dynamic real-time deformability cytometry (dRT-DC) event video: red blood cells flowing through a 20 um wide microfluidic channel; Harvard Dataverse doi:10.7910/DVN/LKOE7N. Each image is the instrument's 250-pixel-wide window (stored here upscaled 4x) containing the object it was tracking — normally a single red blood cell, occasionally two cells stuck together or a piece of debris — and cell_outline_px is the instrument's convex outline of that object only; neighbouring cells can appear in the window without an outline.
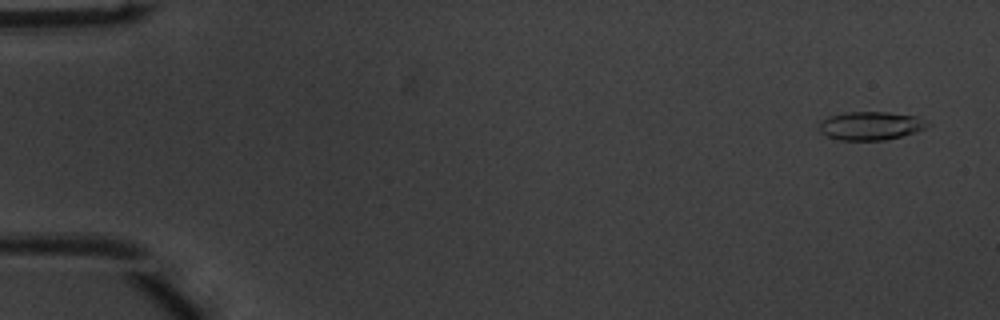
{"species": "common noctule bat (a hibernating species)", "species_latin": "Nyctalus noctula", "temperature_condition": "warm", "stored_images_in_passage": 53, "camera_frame_rate_fps": 3000, "um_per_image_px": 0.085, "animal": {"sex": "male", "body_mass_g": 20.1, "forearm_length_mm": 53.5}, "frame": {"image": 1, "passage_image": 3, "time_ms": 0.667, "image_size_px": [1000, 320], "cell_outline_px": [[928, 124], [924, 128], [916, 132], [884, 140], [840, 140], [828, 136], [820, 132], [816, 128], [820, 120], [828, 116], [844, 112], [888, 112], [916, 116]], "centroid_in_image_um": [73.9, 10.68], "position_along_channel_um": 11.1, "area_um2": 17.92}}
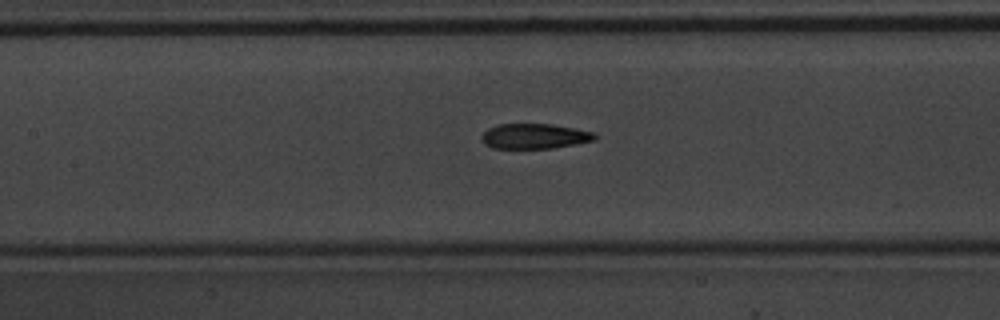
{"frame": {"image": 2, "passage_image": 25, "time_ms": 8.0, "image_size_px": [1000, 320], "cell_outline_px": [[596, 140], [576, 144], [552, 148], [492, 148], [484, 144], [480, 136], [488, 128], [496, 124], [552, 124], [576, 128], [596, 132]], "centroid_in_image_um": [45.44, 11.57], "position_along_channel_um": 162.0, "area_um2": 16.76}}
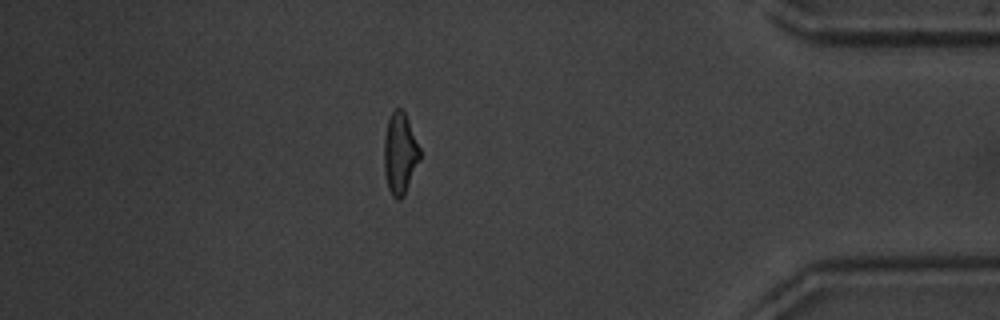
{"frame": {"image": 3, "passage_image": 46, "time_ms": 15.0, "image_size_px": [1000, 320], "cell_outline_px": [[420, 160], [404, 196], [400, 200], [396, 200], [392, 196], [388, 188], [384, 172], [384, 136], [388, 120], [392, 112], [396, 108], [400, 108], [404, 112], [408, 120], [420, 148]], "centroid_in_image_um": [33.99, 13.08], "position_along_channel_um": 401.2, "area_um2": 17.05}, "authors_computed_cell_mechanics": {"area_um2": 17.3978, "velocity_mm_per_s": 3.9221, "shape_relaxation_time_tau1_ms": 4.3634, "shape_relaxation_time_tau2_ms": 1.7925, "deformation_change_tau1": 0.1707, "deformation_change_tau2": 0.0951}}